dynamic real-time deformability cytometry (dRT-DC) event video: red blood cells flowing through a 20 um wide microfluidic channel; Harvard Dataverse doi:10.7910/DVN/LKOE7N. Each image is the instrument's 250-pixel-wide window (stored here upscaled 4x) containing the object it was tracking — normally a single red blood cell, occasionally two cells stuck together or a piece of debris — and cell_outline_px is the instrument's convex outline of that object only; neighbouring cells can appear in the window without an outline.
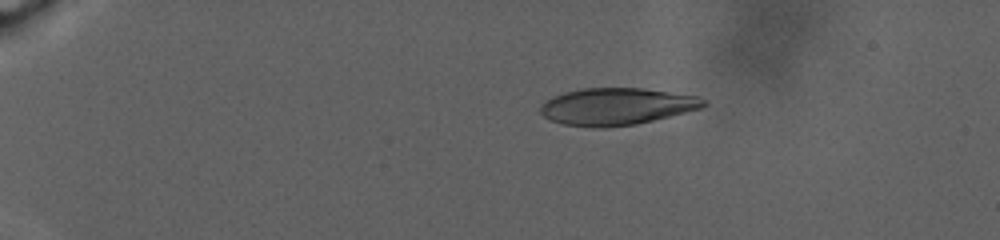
{"species": "human", "species_latin": "Homo sapiens", "temperature_condition": "warm", "stored_images_in_passage": 100, "camera_frame_rate_fps": 3000, "um_per_image_px": 0.085, "donor": {"sex": "male"}, "frame": {"image": 1, "passage_image": 8, "time_ms": 1.333, "image_size_px": [1000, 240], "cell_outline_px": [[708, 104], [700, 108], [636, 124], [604, 128], [592, 128], [564, 124], [548, 120], [540, 112], [540, 104], [552, 96], [564, 92], [584, 88], [644, 88], [696, 96], [708, 100]], "centroid_in_image_um": [52.36, 9.05], "position_along_channel_um": 32.6, "area_um2": 35.26}}
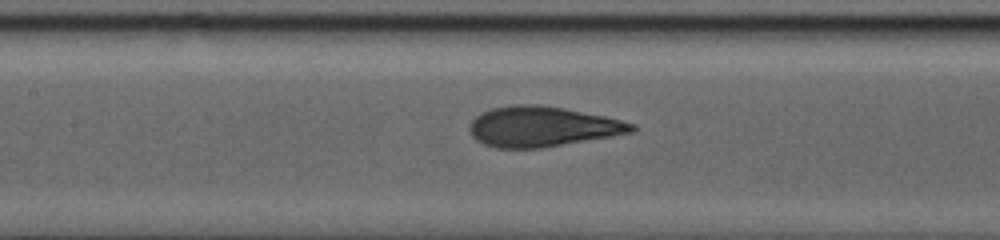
{"frame": {"image": 2, "passage_image": 61, "time_ms": 12.0, "image_size_px": [1000, 240], "cell_outline_px": [[636, 128], [632, 132], [612, 136], [540, 148], [496, 148], [484, 144], [476, 140], [472, 136], [468, 128], [468, 124], [480, 112], [492, 108], [516, 104], [536, 104], [564, 108], [604, 116], [636, 124]], "centroid_in_image_um": [46.04, 10.76], "position_along_channel_um": 161.4, "area_um2": 37.97}}
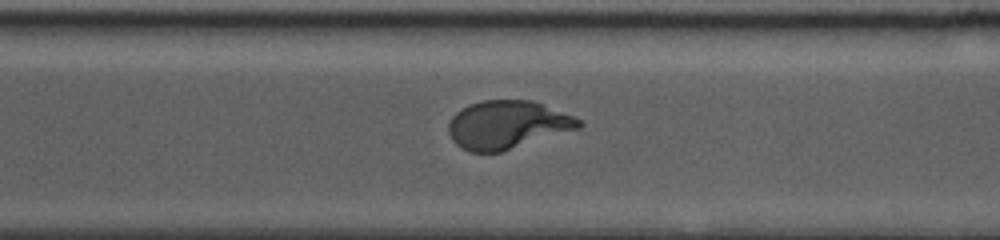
{"frame": {"image": 3, "passage_image": 99, "time_ms": 19.667, "image_size_px": [1000, 240], "cell_outline_px": [[584, 124], [580, 128], [500, 152], [468, 152], [460, 148], [452, 140], [448, 132], [448, 124], [452, 116], [456, 112], [468, 104], [484, 100], [532, 100], [584, 120]], "centroid_in_image_um": [43.11, 10.6], "position_along_channel_um": 327.5, "area_um2": 36.7}}